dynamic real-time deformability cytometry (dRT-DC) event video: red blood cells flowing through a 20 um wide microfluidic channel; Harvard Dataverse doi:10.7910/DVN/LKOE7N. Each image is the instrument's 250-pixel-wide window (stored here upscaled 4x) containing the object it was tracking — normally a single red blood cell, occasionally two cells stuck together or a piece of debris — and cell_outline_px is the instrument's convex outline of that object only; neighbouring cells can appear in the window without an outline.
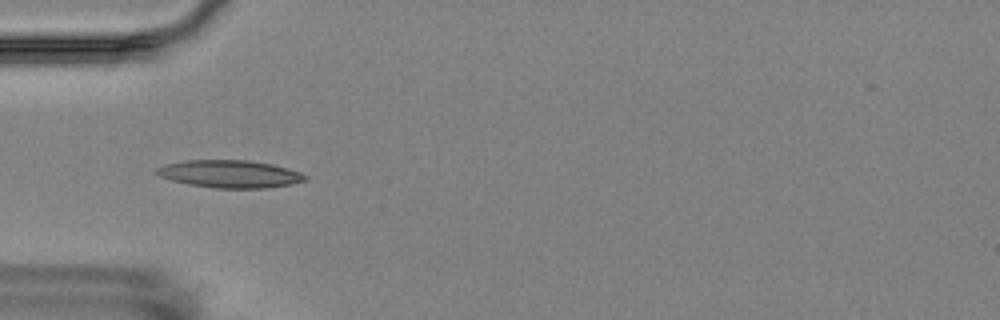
{"species": "Egyptian fruit bat (a non-hibernating species)", "species_latin": "Rousettus aegyptiacus", "temperature_condition": "room temperature", "stored_images_in_passage": 4, "camera_frame_rate_fps": 3000, "um_per_image_px": 0.085, "animal": {"sex": "female"}, "frame": {"image": 1, "passage_image": 2, "time_ms": 2.0, "image_size_px": [1000, 320], "cell_outline_px": [[308, 180], [292, 184], [264, 188], [216, 188], [188, 184], [172, 180], [160, 176], [156, 172], [156, 168], [164, 164], [184, 160], [248, 160], [272, 164], [288, 168], [300, 172], [308, 176]], "centroid_in_image_um": [19.56, 14.78], "position_along_channel_um": 65.4, "area_um2": 23.93}}